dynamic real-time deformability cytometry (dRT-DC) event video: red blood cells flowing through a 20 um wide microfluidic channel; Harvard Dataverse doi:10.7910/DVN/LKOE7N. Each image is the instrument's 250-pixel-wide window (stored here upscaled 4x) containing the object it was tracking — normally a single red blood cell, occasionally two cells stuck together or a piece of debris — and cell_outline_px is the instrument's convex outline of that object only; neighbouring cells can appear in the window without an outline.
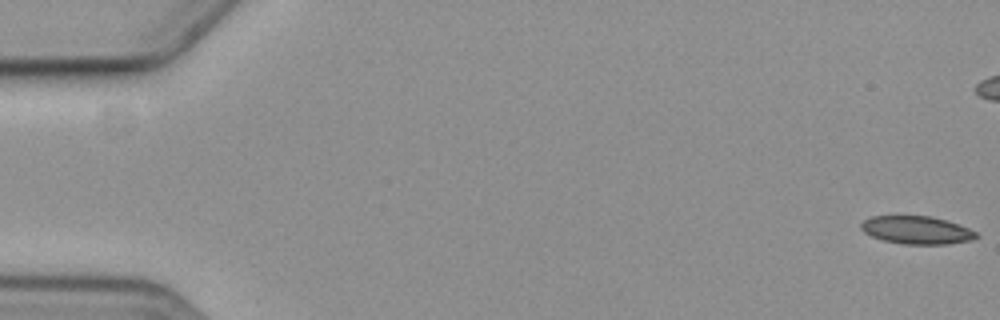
{"species": "common noctule bat (a hibernating species)", "species_latin": "Nyctalus noctula", "temperature_condition": "cold", "stored_images_in_passage": 6, "camera_frame_rate_fps": 3000, "um_per_image_px": 0.085, "animal": {"sex": "female", "body_mass_g": 19.3, "forearm_length_mm": 54.1}, "frame": {"image": 1, "passage_image": 1, "time_ms": 0.0, "image_size_px": [1000, 320], "cell_outline_px": [[980, 236], [972, 240], [948, 244], [904, 244], [884, 240], [872, 236], [864, 232], [860, 228], [860, 224], [864, 220], [872, 216], [896, 212], [932, 216], [948, 220], [968, 228], [976, 232]], "centroid_in_image_um": [77.88, 19.49], "position_along_channel_um": 7.1, "area_um2": 19.65}}